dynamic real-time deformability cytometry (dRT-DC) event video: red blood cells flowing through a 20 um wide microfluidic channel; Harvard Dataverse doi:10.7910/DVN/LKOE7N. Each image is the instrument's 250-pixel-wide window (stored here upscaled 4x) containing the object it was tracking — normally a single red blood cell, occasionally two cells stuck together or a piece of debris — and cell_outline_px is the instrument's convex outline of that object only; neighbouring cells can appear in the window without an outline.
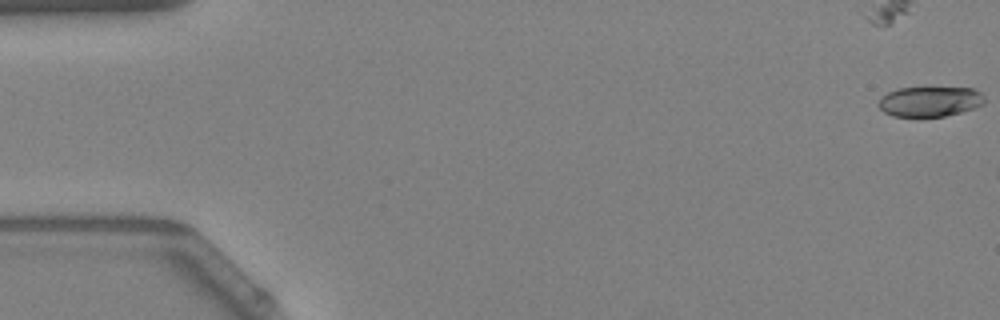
{"species": "Egyptian fruit bat (a non-hibernating species)", "species_latin": "Rousettus aegyptiacus", "temperature_condition": "warm", "stored_images_in_passage": 8, "camera_frame_rate_fps": 3000, "um_per_image_px": 0.085, "animal": {"sex": "female"}, "frame": {"image": 1, "passage_image": 1, "time_ms": 0.0, "image_size_px": [1000, 320], "cell_outline_px": [[984, 104], [960, 112], [944, 116], [892, 116], [884, 112], [876, 104], [888, 92], [900, 88], [972, 88], [980, 92], [984, 96]], "centroid_in_image_um": [79.03, 8.63], "position_along_channel_um": 6.0, "area_um2": 18.32}}